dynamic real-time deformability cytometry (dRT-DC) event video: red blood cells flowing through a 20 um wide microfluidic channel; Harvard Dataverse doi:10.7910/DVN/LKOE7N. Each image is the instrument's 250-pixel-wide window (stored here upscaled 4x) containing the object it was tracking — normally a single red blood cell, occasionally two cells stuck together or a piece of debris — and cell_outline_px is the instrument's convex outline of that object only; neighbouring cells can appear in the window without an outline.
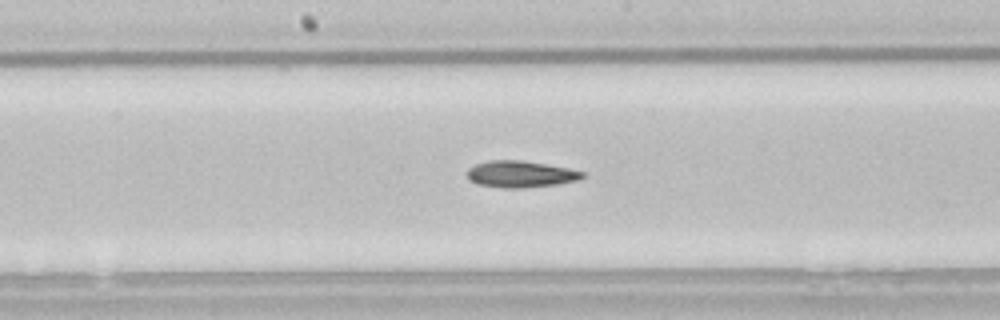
{"species": "common noctule bat (a hibernating species)", "species_latin": "Nyctalus noctula", "temperature_condition": "room temperature", "stored_images_in_passage": 43, "camera_frame_rate_fps": 3000, "um_per_image_px": 0.085, "animal": {"sex": "male", "body_mass_g": 21.5, "forearm_length_mm": 52.0}, "frame": {"image": 1, "passage_image": 19, "time_ms": 6.0, "image_size_px": [1000, 320], "cell_outline_px": [[584, 176], [580, 180], [556, 184], [524, 188], [504, 188], [476, 184], [468, 176], [468, 168], [476, 164], [488, 160], [524, 160], [568, 168], [584, 172]], "centroid_in_image_um": [44.26, 14.8], "position_along_channel_um": 203.9, "area_um2": 17.86}}